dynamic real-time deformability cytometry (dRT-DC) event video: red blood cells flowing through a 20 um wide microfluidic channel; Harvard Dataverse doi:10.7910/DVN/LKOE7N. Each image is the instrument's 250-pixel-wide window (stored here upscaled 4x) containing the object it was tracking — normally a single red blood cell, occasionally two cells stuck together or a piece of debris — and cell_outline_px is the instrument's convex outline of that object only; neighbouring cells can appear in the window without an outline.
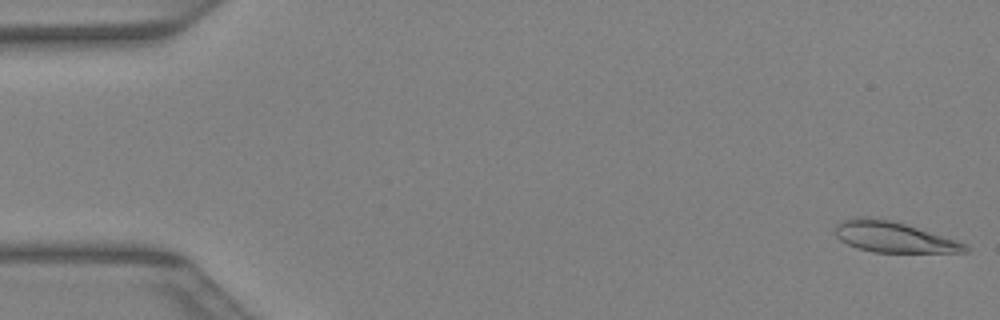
{"species": "Egyptian fruit bat (a non-hibernating species)", "species_latin": "Rousettus aegyptiacus", "temperature_condition": "warm", "stored_images_in_passage": 42, "camera_frame_rate_fps": 3000, "um_per_image_px": 0.085, "animal": {"sex": "female"}, "frame": {"image": 1, "passage_image": 1, "time_ms": 0.0, "image_size_px": [1000, 320], "cell_outline_px": [[968, 252], [872, 252], [856, 248], [840, 240], [836, 236], [836, 224], [844, 220], [860, 216], [868, 216], [892, 220], [956, 240], [964, 244], [968, 248]], "centroid_in_image_um": [75.9, 20.14], "position_along_channel_um": 9.1, "area_um2": 23.0}}
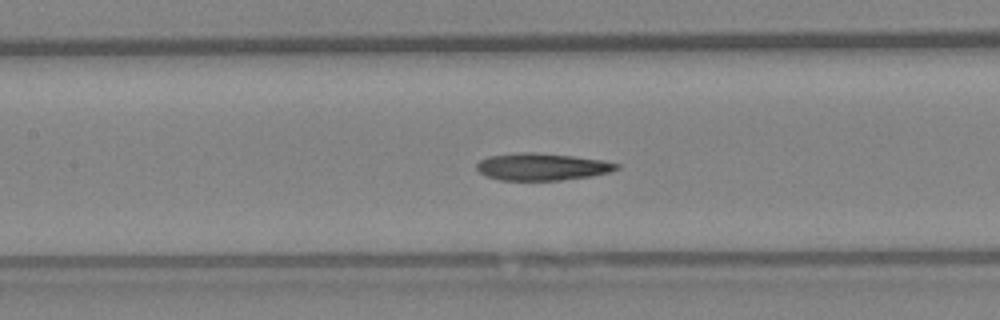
{"frame": {"image": 2, "passage_image": 19, "time_ms": 6.0, "image_size_px": [1000, 320], "cell_outline_px": [[620, 168], [612, 172], [592, 176], [560, 180], [500, 180], [484, 176], [476, 168], [476, 164], [480, 160], [488, 156], [524, 152], [532, 152], [572, 156], [604, 160], [620, 164]], "centroid_in_image_um": [46.09, 14.18], "position_along_channel_um": 161.3, "area_um2": 22.25}}
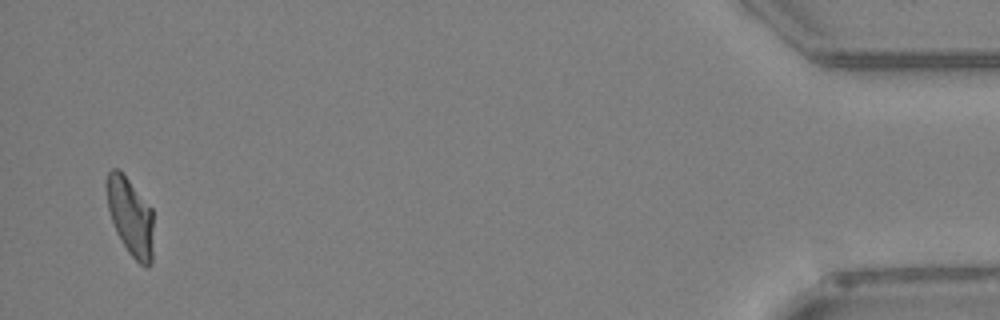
{"frame": {"image": 3, "passage_image": 40, "time_ms": 13.0, "image_size_px": [1000, 320], "cell_outline_px": [[152, 264], [148, 268], [140, 264], [128, 252], [116, 232], [108, 208], [108, 172], [112, 168], [120, 168], [152, 208]], "centroid_in_image_um": [11.11, 18.42], "position_along_channel_um": 424.1, "area_um2": 21.04}}